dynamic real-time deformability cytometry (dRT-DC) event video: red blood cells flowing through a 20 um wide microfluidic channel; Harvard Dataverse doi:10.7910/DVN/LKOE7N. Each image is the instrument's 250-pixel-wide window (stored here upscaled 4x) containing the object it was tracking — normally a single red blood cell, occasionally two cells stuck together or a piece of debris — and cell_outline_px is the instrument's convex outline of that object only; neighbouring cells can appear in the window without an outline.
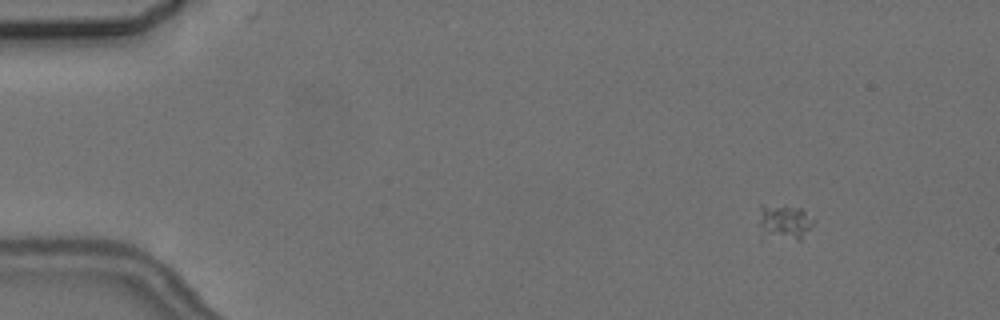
{"species": "common noctule bat (a hibernating species)", "species_latin": "Nyctalus noctula", "temperature_condition": "cold", "stored_images_in_passage": 4, "camera_frame_rate_fps": 3000, "um_per_image_px": 0.085, "animal": {"sex": "female", "body_mass_g": 24.6, "forearm_length_mm": 56.2}, "frame": {"image": 1, "passage_image": 2, "time_ms": 1.333, "image_size_px": [1000, 320], "cell_outline_px": [[816, 220], [800, 240], [796, 240], [768, 232], [760, 220], [760, 204], [804, 208]], "centroid_in_image_um": [66.83, 18.76], "position_along_channel_um": 18.2, "area_um2": 10.29}}